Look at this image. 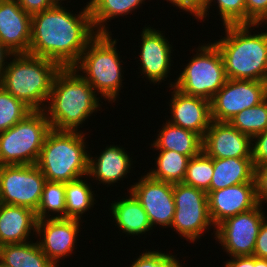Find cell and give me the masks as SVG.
Masks as SVG:
<instances>
[{
  "instance_id": "1",
  "label": "cell",
  "mask_w": 267,
  "mask_h": 267,
  "mask_svg": "<svg viewBox=\"0 0 267 267\" xmlns=\"http://www.w3.org/2000/svg\"><path fill=\"white\" fill-rule=\"evenodd\" d=\"M61 5L32 15L30 55L73 67L88 43L98 34L92 24L88 2L78 14Z\"/></svg>"
},
{
  "instance_id": "2",
  "label": "cell",
  "mask_w": 267,
  "mask_h": 267,
  "mask_svg": "<svg viewBox=\"0 0 267 267\" xmlns=\"http://www.w3.org/2000/svg\"><path fill=\"white\" fill-rule=\"evenodd\" d=\"M99 101L93 87L73 67L61 68L44 112L53 130L79 131L93 113L101 110Z\"/></svg>"
},
{
  "instance_id": "3",
  "label": "cell",
  "mask_w": 267,
  "mask_h": 267,
  "mask_svg": "<svg viewBox=\"0 0 267 267\" xmlns=\"http://www.w3.org/2000/svg\"><path fill=\"white\" fill-rule=\"evenodd\" d=\"M258 27L259 24L224 25V37L214 41L227 79L267 82V30L252 34Z\"/></svg>"
},
{
  "instance_id": "4",
  "label": "cell",
  "mask_w": 267,
  "mask_h": 267,
  "mask_svg": "<svg viewBox=\"0 0 267 267\" xmlns=\"http://www.w3.org/2000/svg\"><path fill=\"white\" fill-rule=\"evenodd\" d=\"M11 59V61H10ZM0 78V86L31 110H44L61 66L30 54H13Z\"/></svg>"
},
{
  "instance_id": "5",
  "label": "cell",
  "mask_w": 267,
  "mask_h": 267,
  "mask_svg": "<svg viewBox=\"0 0 267 267\" xmlns=\"http://www.w3.org/2000/svg\"><path fill=\"white\" fill-rule=\"evenodd\" d=\"M86 134L51 130L44 141L36 166L49 182H70L87 177L89 150Z\"/></svg>"
},
{
  "instance_id": "6",
  "label": "cell",
  "mask_w": 267,
  "mask_h": 267,
  "mask_svg": "<svg viewBox=\"0 0 267 267\" xmlns=\"http://www.w3.org/2000/svg\"><path fill=\"white\" fill-rule=\"evenodd\" d=\"M112 33H98L87 45L73 68L93 87L98 97L115 102L124 80L121 60ZM82 72V73H81Z\"/></svg>"
},
{
  "instance_id": "7",
  "label": "cell",
  "mask_w": 267,
  "mask_h": 267,
  "mask_svg": "<svg viewBox=\"0 0 267 267\" xmlns=\"http://www.w3.org/2000/svg\"><path fill=\"white\" fill-rule=\"evenodd\" d=\"M51 130L44 110H32L14 126L0 133V165L36 164Z\"/></svg>"
},
{
  "instance_id": "8",
  "label": "cell",
  "mask_w": 267,
  "mask_h": 267,
  "mask_svg": "<svg viewBox=\"0 0 267 267\" xmlns=\"http://www.w3.org/2000/svg\"><path fill=\"white\" fill-rule=\"evenodd\" d=\"M196 54L179 73L174 82L168 83L180 92L211 101L224 86L227 76L222 55L213 42L203 43Z\"/></svg>"
},
{
  "instance_id": "9",
  "label": "cell",
  "mask_w": 267,
  "mask_h": 267,
  "mask_svg": "<svg viewBox=\"0 0 267 267\" xmlns=\"http://www.w3.org/2000/svg\"><path fill=\"white\" fill-rule=\"evenodd\" d=\"M175 214L171 224L174 232L189 243L197 242L211 228L215 236L208 206L207 192L183 182L173 184Z\"/></svg>"
},
{
  "instance_id": "10",
  "label": "cell",
  "mask_w": 267,
  "mask_h": 267,
  "mask_svg": "<svg viewBox=\"0 0 267 267\" xmlns=\"http://www.w3.org/2000/svg\"><path fill=\"white\" fill-rule=\"evenodd\" d=\"M46 182L44 174L32 165H3L0 172V203L37 211Z\"/></svg>"
},
{
  "instance_id": "11",
  "label": "cell",
  "mask_w": 267,
  "mask_h": 267,
  "mask_svg": "<svg viewBox=\"0 0 267 267\" xmlns=\"http://www.w3.org/2000/svg\"><path fill=\"white\" fill-rule=\"evenodd\" d=\"M263 205L228 217L216 226L215 240L229 257L253 255L255 242L265 217Z\"/></svg>"
},
{
  "instance_id": "12",
  "label": "cell",
  "mask_w": 267,
  "mask_h": 267,
  "mask_svg": "<svg viewBox=\"0 0 267 267\" xmlns=\"http://www.w3.org/2000/svg\"><path fill=\"white\" fill-rule=\"evenodd\" d=\"M267 98V82L228 79L211 100V117L229 122L246 108L258 105Z\"/></svg>"
},
{
  "instance_id": "13",
  "label": "cell",
  "mask_w": 267,
  "mask_h": 267,
  "mask_svg": "<svg viewBox=\"0 0 267 267\" xmlns=\"http://www.w3.org/2000/svg\"><path fill=\"white\" fill-rule=\"evenodd\" d=\"M145 174L129 186L128 190L139 200L153 229L157 225L163 229L169 228L175 214L173 184L155 180L147 173Z\"/></svg>"
},
{
  "instance_id": "14",
  "label": "cell",
  "mask_w": 267,
  "mask_h": 267,
  "mask_svg": "<svg viewBox=\"0 0 267 267\" xmlns=\"http://www.w3.org/2000/svg\"><path fill=\"white\" fill-rule=\"evenodd\" d=\"M82 220L70 218L42 219L36 224L37 243L43 253L56 266L74 252L80 236ZM40 237V238H39ZM39 240V241H38ZM76 243V244H75Z\"/></svg>"
},
{
  "instance_id": "15",
  "label": "cell",
  "mask_w": 267,
  "mask_h": 267,
  "mask_svg": "<svg viewBox=\"0 0 267 267\" xmlns=\"http://www.w3.org/2000/svg\"><path fill=\"white\" fill-rule=\"evenodd\" d=\"M165 31L156 30L150 25L143 27L142 32H140L141 42H140V52L139 60L141 66L140 73L142 78L149 80L150 84L154 86L163 81L165 78H169V73L171 70L173 46L170 44L169 39L162 33ZM172 51V52H171Z\"/></svg>"
},
{
  "instance_id": "16",
  "label": "cell",
  "mask_w": 267,
  "mask_h": 267,
  "mask_svg": "<svg viewBox=\"0 0 267 267\" xmlns=\"http://www.w3.org/2000/svg\"><path fill=\"white\" fill-rule=\"evenodd\" d=\"M202 151L213 159L252 158V138L230 122L212 120L203 137Z\"/></svg>"
},
{
  "instance_id": "17",
  "label": "cell",
  "mask_w": 267,
  "mask_h": 267,
  "mask_svg": "<svg viewBox=\"0 0 267 267\" xmlns=\"http://www.w3.org/2000/svg\"><path fill=\"white\" fill-rule=\"evenodd\" d=\"M170 92L172 93L169 102L171 118L165 121L193 131L203 138L212 122L211 101L184 94L175 87H170Z\"/></svg>"
},
{
  "instance_id": "18",
  "label": "cell",
  "mask_w": 267,
  "mask_h": 267,
  "mask_svg": "<svg viewBox=\"0 0 267 267\" xmlns=\"http://www.w3.org/2000/svg\"><path fill=\"white\" fill-rule=\"evenodd\" d=\"M208 206L215 227L228 217L255 208L259 202L256 183H241L217 191H209Z\"/></svg>"
},
{
  "instance_id": "19",
  "label": "cell",
  "mask_w": 267,
  "mask_h": 267,
  "mask_svg": "<svg viewBox=\"0 0 267 267\" xmlns=\"http://www.w3.org/2000/svg\"><path fill=\"white\" fill-rule=\"evenodd\" d=\"M32 15L16 0H0V40L13 54H28Z\"/></svg>"
},
{
  "instance_id": "20",
  "label": "cell",
  "mask_w": 267,
  "mask_h": 267,
  "mask_svg": "<svg viewBox=\"0 0 267 267\" xmlns=\"http://www.w3.org/2000/svg\"><path fill=\"white\" fill-rule=\"evenodd\" d=\"M130 154L126 149L115 144H110L100 152L98 156H92L89 151V162H88V175L89 180H96L98 185L101 183L107 187L113 185L118 181H123V178H128L133 159L129 156ZM93 178V179H90Z\"/></svg>"
},
{
  "instance_id": "21",
  "label": "cell",
  "mask_w": 267,
  "mask_h": 267,
  "mask_svg": "<svg viewBox=\"0 0 267 267\" xmlns=\"http://www.w3.org/2000/svg\"><path fill=\"white\" fill-rule=\"evenodd\" d=\"M36 224L32 209L0 203V246L28 242L30 236L36 235Z\"/></svg>"
},
{
  "instance_id": "22",
  "label": "cell",
  "mask_w": 267,
  "mask_h": 267,
  "mask_svg": "<svg viewBox=\"0 0 267 267\" xmlns=\"http://www.w3.org/2000/svg\"><path fill=\"white\" fill-rule=\"evenodd\" d=\"M128 193L130 196L110 202V216L115 220V226L126 236L146 235V232L153 230L147 213L134 194L131 191Z\"/></svg>"
},
{
  "instance_id": "23",
  "label": "cell",
  "mask_w": 267,
  "mask_h": 267,
  "mask_svg": "<svg viewBox=\"0 0 267 267\" xmlns=\"http://www.w3.org/2000/svg\"><path fill=\"white\" fill-rule=\"evenodd\" d=\"M159 129L156 140L151 143L153 151L172 150L179 154L195 157L202 152L203 138L193 131L175 126L168 121Z\"/></svg>"
},
{
  "instance_id": "24",
  "label": "cell",
  "mask_w": 267,
  "mask_h": 267,
  "mask_svg": "<svg viewBox=\"0 0 267 267\" xmlns=\"http://www.w3.org/2000/svg\"><path fill=\"white\" fill-rule=\"evenodd\" d=\"M210 191H217L241 183H255L252 158L213 159Z\"/></svg>"
},
{
  "instance_id": "25",
  "label": "cell",
  "mask_w": 267,
  "mask_h": 267,
  "mask_svg": "<svg viewBox=\"0 0 267 267\" xmlns=\"http://www.w3.org/2000/svg\"><path fill=\"white\" fill-rule=\"evenodd\" d=\"M146 0H89L93 27L97 33H112L107 22L120 16L130 15L143 6ZM109 20V21H108ZM107 25V26H106Z\"/></svg>"
},
{
  "instance_id": "26",
  "label": "cell",
  "mask_w": 267,
  "mask_h": 267,
  "mask_svg": "<svg viewBox=\"0 0 267 267\" xmlns=\"http://www.w3.org/2000/svg\"><path fill=\"white\" fill-rule=\"evenodd\" d=\"M0 261L10 267H56L31 238L24 243L1 245Z\"/></svg>"
},
{
  "instance_id": "27",
  "label": "cell",
  "mask_w": 267,
  "mask_h": 267,
  "mask_svg": "<svg viewBox=\"0 0 267 267\" xmlns=\"http://www.w3.org/2000/svg\"><path fill=\"white\" fill-rule=\"evenodd\" d=\"M155 166L147 174L159 181L172 184L183 182L190 157L172 150H158Z\"/></svg>"
},
{
  "instance_id": "28",
  "label": "cell",
  "mask_w": 267,
  "mask_h": 267,
  "mask_svg": "<svg viewBox=\"0 0 267 267\" xmlns=\"http://www.w3.org/2000/svg\"><path fill=\"white\" fill-rule=\"evenodd\" d=\"M91 188L84 176L65 183L66 218L81 220L82 215L94 207L97 195Z\"/></svg>"
},
{
  "instance_id": "29",
  "label": "cell",
  "mask_w": 267,
  "mask_h": 267,
  "mask_svg": "<svg viewBox=\"0 0 267 267\" xmlns=\"http://www.w3.org/2000/svg\"><path fill=\"white\" fill-rule=\"evenodd\" d=\"M35 213L37 221L51 218H66V193L64 182H45L42 198Z\"/></svg>"
},
{
  "instance_id": "30",
  "label": "cell",
  "mask_w": 267,
  "mask_h": 267,
  "mask_svg": "<svg viewBox=\"0 0 267 267\" xmlns=\"http://www.w3.org/2000/svg\"><path fill=\"white\" fill-rule=\"evenodd\" d=\"M229 122L251 138L262 133L267 129V98L256 106L244 109Z\"/></svg>"
},
{
  "instance_id": "31",
  "label": "cell",
  "mask_w": 267,
  "mask_h": 267,
  "mask_svg": "<svg viewBox=\"0 0 267 267\" xmlns=\"http://www.w3.org/2000/svg\"><path fill=\"white\" fill-rule=\"evenodd\" d=\"M213 171V158L202 151L197 156L190 158L183 183L208 193Z\"/></svg>"
},
{
  "instance_id": "32",
  "label": "cell",
  "mask_w": 267,
  "mask_h": 267,
  "mask_svg": "<svg viewBox=\"0 0 267 267\" xmlns=\"http://www.w3.org/2000/svg\"><path fill=\"white\" fill-rule=\"evenodd\" d=\"M245 1L246 0H204L202 12L197 21H205L206 17L209 16L210 11L208 10H210V6L213 4V6L217 5L218 15H221L220 18L222 19L223 26L245 24Z\"/></svg>"
},
{
  "instance_id": "33",
  "label": "cell",
  "mask_w": 267,
  "mask_h": 267,
  "mask_svg": "<svg viewBox=\"0 0 267 267\" xmlns=\"http://www.w3.org/2000/svg\"><path fill=\"white\" fill-rule=\"evenodd\" d=\"M32 110L0 86V133L11 128Z\"/></svg>"
},
{
  "instance_id": "34",
  "label": "cell",
  "mask_w": 267,
  "mask_h": 267,
  "mask_svg": "<svg viewBox=\"0 0 267 267\" xmlns=\"http://www.w3.org/2000/svg\"><path fill=\"white\" fill-rule=\"evenodd\" d=\"M160 251V252H159ZM141 255L136 257V259L131 262V266L129 267H182V262L180 264L179 258L176 255H172V253L168 254L161 250H148L140 253Z\"/></svg>"
},
{
  "instance_id": "35",
  "label": "cell",
  "mask_w": 267,
  "mask_h": 267,
  "mask_svg": "<svg viewBox=\"0 0 267 267\" xmlns=\"http://www.w3.org/2000/svg\"><path fill=\"white\" fill-rule=\"evenodd\" d=\"M267 25V0L245 1V24Z\"/></svg>"
},
{
  "instance_id": "36",
  "label": "cell",
  "mask_w": 267,
  "mask_h": 267,
  "mask_svg": "<svg viewBox=\"0 0 267 267\" xmlns=\"http://www.w3.org/2000/svg\"><path fill=\"white\" fill-rule=\"evenodd\" d=\"M252 161L254 167L267 163V129L252 138Z\"/></svg>"
},
{
  "instance_id": "37",
  "label": "cell",
  "mask_w": 267,
  "mask_h": 267,
  "mask_svg": "<svg viewBox=\"0 0 267 267\" xmlns=\"http://www.w3.org/2000/svg\"><path fill=\"white\" fill-rule=\"evenodd\" d=\"M256 195L260 204L267 203V163L255 167Z\"/></svg>"
},
{
  "instance_id": "38",
  "label": "cell",
  "mask_w": 267,
  "mask_h": 267,
  "mask_svg": "<svg viewBox=\"0 0 267 267\" xmlns=\"http://www.w3.org/2000/svg\"><path fill=\"white\" fill-rule=\"evenodd\" d=\"M167 2L171 3L173 7L176 6V8L182 10L185 13H191L189 15H192L195 17V19H198L201 15L204 0H166Z\"/></svg>"
},
{
  "instance_id": "39",
  "label": "cell",
  "mask_w": 267,
  "mask_h": 267,
  "mask_svg": "<svg viewBox=\"0 0 267 267\" xmlns=\"http://www.w3.org/2000/svg\"><path fill=\"white\" fill-rule=\"evenodd\" d=\"M16 2L30 15L48 10L57 5L53 0H16Z\"/></svg>"
},
{
  "instance_id": "40",
  "label": "cell",
  "mask_w": 267,
  "mask_h": 267,
  "mask_svg": "<svg viewBox=\"0 0 267 267\" xmlns=\"http://www.w3.org/2000/svg\"><path fill=\"white\" fill-rule=\"evenodd\" d=\"M253 255L257 258L267 259V216L264 217L260 227Z\"/></svg>"
},
{
  "instance_id": "41",
  "label": "cell",
  "mask_w": 267,
  "mask_h": 267,
  "mask_svg": "<svg viewBox=\"0 0 267 267\" xmlns=\"http://www.w3.org/2000/svg\"><path fill=\"white\" fill-rule=\"evenodd\" d=\"M224 267H252V255L230 257Z\"/></svg>"
},
{
  "instance_id": "42",
  "label": "cell",
  "mask_w": 267,
  "mask_h": 267,
  "mask_svg": "<svg viewBox=\"0 0 267 267\" xmlns=\"http://www.w3.org/2000/svg\"><path fill=\"white\" fill-rule=\"evenodd\" d=\"M12 55L13 53L9 51L0 40V78L2 76V73L4 72V69L7 66V60L10 59Z\"/></svg>"
},
{
  "instance_id": "43",
  "label": "cell",
  "mask_w": 267,
  "mask_h": 267,
  "mask_svg": "<svg viewBox=\"0 0 267 267\" xmlns=\"http://www.w3.org/2000/svg\"><path fill=\"white\" fill-rule=\"evenodd\" d=\"M252 267H267V259L252 255Z\"/></svg>"
},
{
  "instance_id": "44",
  "label": "cell",
  "mask_w": 267,
  "mask_h": 267,
  "mask_svg": "<svg viewBox=\"0 0 267 267\" xmlns=\"http://www.w3.org/2000/svg\"><path fill=\"white\" fill-rule=\"evenodd\" d=\"M56 4L61 5L62 1H66V0H53Z\"/></svg>"
},
{
  "instance_id": "45",
  "label": "cell",
  "mask_w": 267,
  "mask_h": 267,
  "mask_svg": "<svg viewBox=\"0 0 267 267\" xmlns=\"http://www.w3.org/2000/svg\"><path fill=\"white\" fill-rule=\"evenodd\" d=\"M0 267H10V266H7L3 262L0 261Z\"/></svg>"
}]
</instances>
